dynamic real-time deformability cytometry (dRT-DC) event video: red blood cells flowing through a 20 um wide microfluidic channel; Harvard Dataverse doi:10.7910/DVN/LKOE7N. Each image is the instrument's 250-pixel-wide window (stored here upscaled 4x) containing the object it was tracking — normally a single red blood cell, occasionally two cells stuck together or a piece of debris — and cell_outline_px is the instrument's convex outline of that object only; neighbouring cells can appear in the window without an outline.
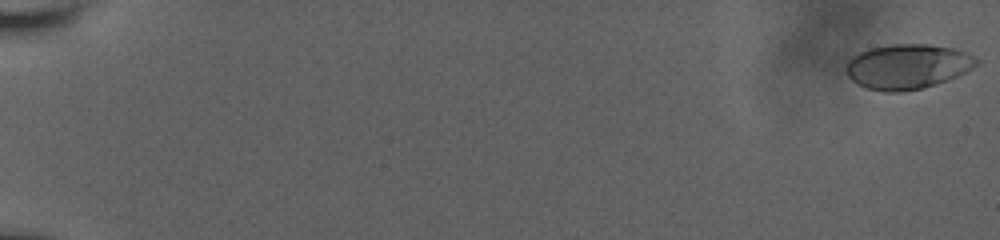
{"species": "human", "species_latin": "Homo sapiens", "temperature_condition": "room temperature", "stored_images_in_passage": 59, "camera_frame_rate_fps": 3000, "um_per_image_px": 0.085, "donor": {"sex": "male"}, "frame": {"image": 1, "passage_image": 1, "time_ms": 0.0, "image_size_px": [1000, 240], "cell_outline_px": [[980, 60], [972, 68], [956, 76], [936, 84], [924, 88], [900, 92], [884, 92], [868, 88], [852, 80], [848, 76], [844, 68], [848, 60], [852, 56], [860, 52], [872, 48], [892, 44], [928, 44], [956, 48]], "centroid_in_image_um": [77.12, 5.65], "position_along_channel_um": 7.9, "area_um2": 33.99}}
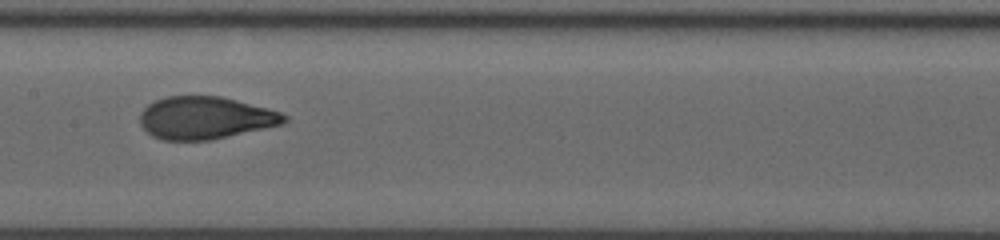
{"frame": {"image": 2, "passage_image": 33, "time_ms": 10.667, "image_size_px": [1000, 240], "cell_outline_px": [[288, 120], [284, 124], [212, 140], [164, 140], [152, 136], [140, 124], [140, 112], [148, 104], [156, 100], [168, 96], [220, 96], [268, 108], [280, 112], [288, 116]], "centroid_in_image_um": [17.47, 10.02], "position_along_channel_um": 189.9, "area_um2": 35.78}}
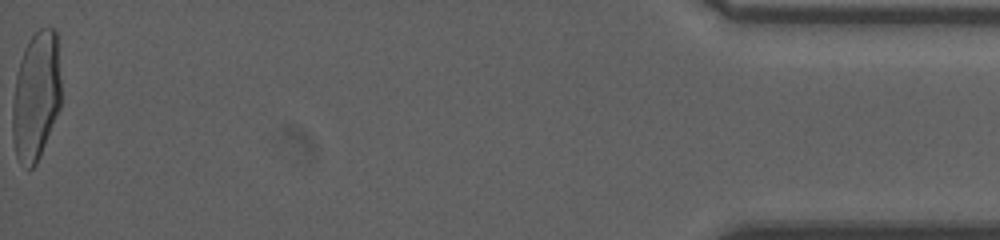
{"frame": {"image": 3, "passage_image": 59, "time_ms": 19.333, "image_size_px": [1000, 240], "cell_outline_px": [[60, 108], [40, 156], [36, 164], [28, 172], [16, 156], [12, 136], [12, 100], [16, 76], [20, 60], [24, 48], [32, 36], [40, 28], [56, 28], [60, 80]], "centroid_in_image_um": [3.05, 8.2], "position_along_channel_um": 432.2, "area_um2": 36.7}, "authors_computed_cell_mechanics": {"area_um2": 35.4314, "velocity_mm_per_s": 3.8108, "shape_relaxation_time_tau1_ms": 5.0522, "shape_relaxation_time_tau2_ms": null, "deformation_change_tau1": 0.2064, "deformation_change_tau2": null}}